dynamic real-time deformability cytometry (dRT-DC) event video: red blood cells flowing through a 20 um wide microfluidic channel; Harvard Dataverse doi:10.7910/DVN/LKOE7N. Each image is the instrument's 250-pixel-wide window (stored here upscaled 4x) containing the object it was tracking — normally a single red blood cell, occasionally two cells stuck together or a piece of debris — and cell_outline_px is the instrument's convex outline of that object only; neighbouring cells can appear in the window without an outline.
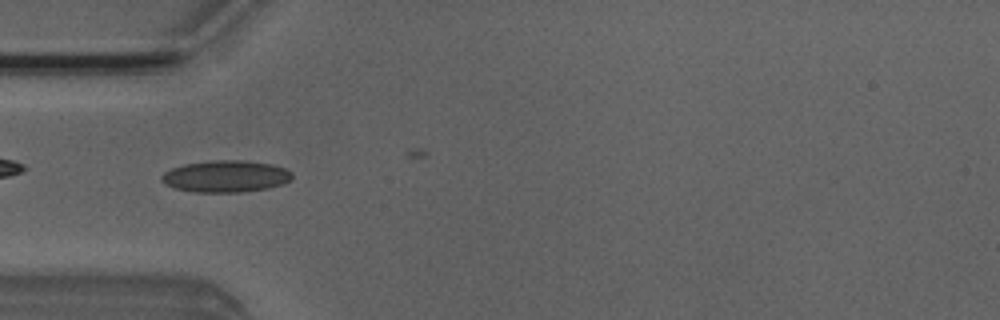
{"species": "Egyptian fruit bat (a non-hibernating species)", "species_latin": "Rousettus aegyptiacus", "temperature_condition": "room temperature", "stored_images_in_passage": 17, "camera_frame_rate_fps": 3000, "um_per_image_px": 0.085, "animal": {"sex": "male"}, "frame": {"image": 1, "passage_image": 14, "time_ms": 4.333, "image_size_px": [1000, 320], "cell_outline_px": [[292, 176], [284, 184], [268, 188], [240, 192], [192, 192], [172, 188], [164, 184], [160, 180], [160, 176], [164, 172], [172, 168], [184, 164], [216, 160], [244, 160], [272, 164], [284, 168], [292, 172]], "centroid_in_image_um": [19.15, 14.99], "position_along_channel_um": 65.9, "area_um2": 24.33}}